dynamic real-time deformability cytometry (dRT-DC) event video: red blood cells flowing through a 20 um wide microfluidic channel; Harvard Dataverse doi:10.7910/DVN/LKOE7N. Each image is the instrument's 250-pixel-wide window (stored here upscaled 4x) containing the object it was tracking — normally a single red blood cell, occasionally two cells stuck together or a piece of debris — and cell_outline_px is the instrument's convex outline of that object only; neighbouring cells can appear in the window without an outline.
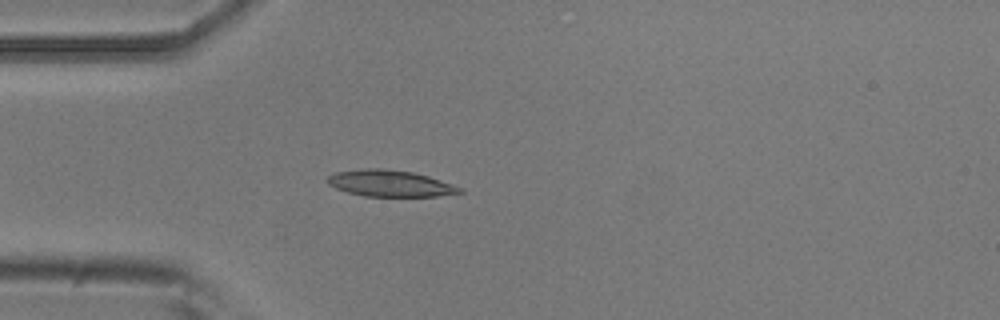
{"species": "common noctule bat (a hibernating species)", "species_latin": "Nyctalus noctula", "temperature_condition": "room temperature", "stored_images_in_passage": 2, "camera_frame_rate_fps": 3000, "um_per_image_px": 0.085, "animal": {"sex": "male", "body_mass_g": 20.5, "forearm_length_mm": 52.5}, "frame": {"image": 1, "passage_image": 2, "time_ms": 0.333, "image_size_px": [1000, 320], "cell_outline_px": [[464, 192], [436, 196], [364, 196], [348, 192], [336, 188], [328, 184], [328, 176], [336, 172], [364, 168], [384, 168], [412, 172], [428, 176], [452, 184], [460, 188]], "centroid_in_image_um": [33.14, 15.58], "position_along_channel_um": 51.9, "area_um2": 20.17}}